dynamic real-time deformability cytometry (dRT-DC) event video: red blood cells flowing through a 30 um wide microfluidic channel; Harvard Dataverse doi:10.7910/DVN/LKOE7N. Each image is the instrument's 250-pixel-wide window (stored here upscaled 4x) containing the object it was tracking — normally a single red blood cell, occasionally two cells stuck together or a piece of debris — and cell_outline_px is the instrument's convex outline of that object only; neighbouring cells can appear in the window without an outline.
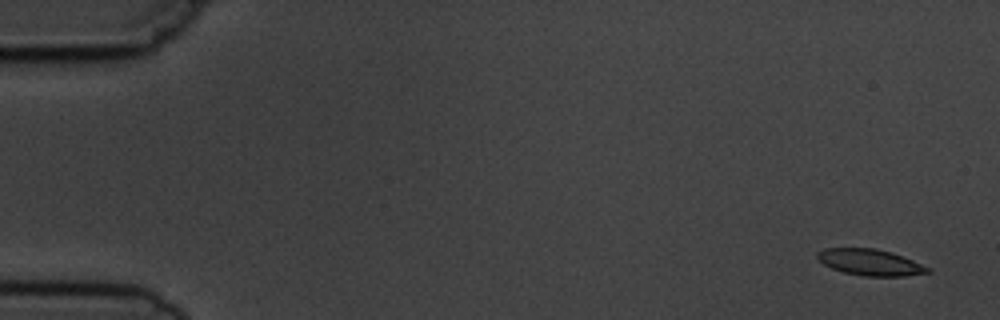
{"species": "common noctule bat (a hibernating species)", "species_latin": "Nyctalus noctula", "temperature_condition": "cold", "stored_images_in_passage": 5, "camera_frame_rate_fps": 3000, "um_per_image_px": 0.085, "animal": {"sex": "male", "body_mass_g": 19.5, "forearm_length_mm": 54.6}, "frame": {"image": 1, "passage_image": 1, "time_ms": 0.0, "image_size_px": [1000, 320], "cell_outline_px": [[932, 272], [904, 276], [864, 276], [844, 272], [832, 268], [824, 264], [816, 256], [816, 252], [824, 248], [876, 248], [892, 252], [932, 268]], "centroid_in_image_um": [73.99, 22.29], "position_along_channel_um": 11.0, "area_um2": 16.94}}
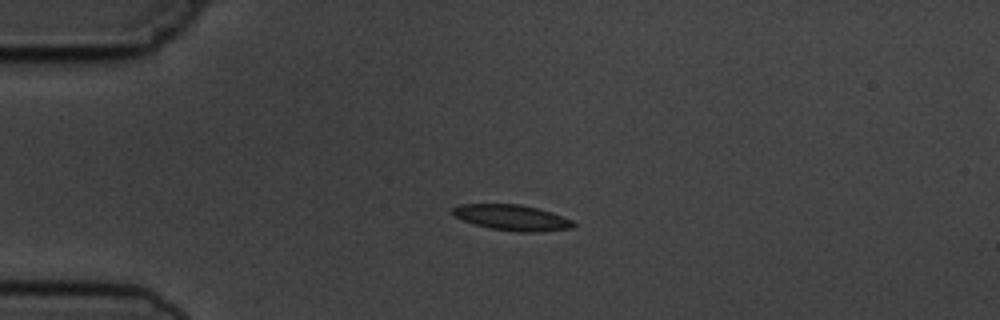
{"frame": {"image": 2, "passage_image": 4, "time_ms": 3.667, "image_size_px": [1000, 320], "cell_outline_px": [[576, 224], [572, 228], [540, 232], [516, 232], [488, 228], [472, 224], [452, 216], [452, 208], [460, 204], [520, 204], [552, 212], [572, 220]], "centroid_in_image_um": [43.49, 18.5], "position_along_channel_um": 41.5, "area_um2": 18.32}}